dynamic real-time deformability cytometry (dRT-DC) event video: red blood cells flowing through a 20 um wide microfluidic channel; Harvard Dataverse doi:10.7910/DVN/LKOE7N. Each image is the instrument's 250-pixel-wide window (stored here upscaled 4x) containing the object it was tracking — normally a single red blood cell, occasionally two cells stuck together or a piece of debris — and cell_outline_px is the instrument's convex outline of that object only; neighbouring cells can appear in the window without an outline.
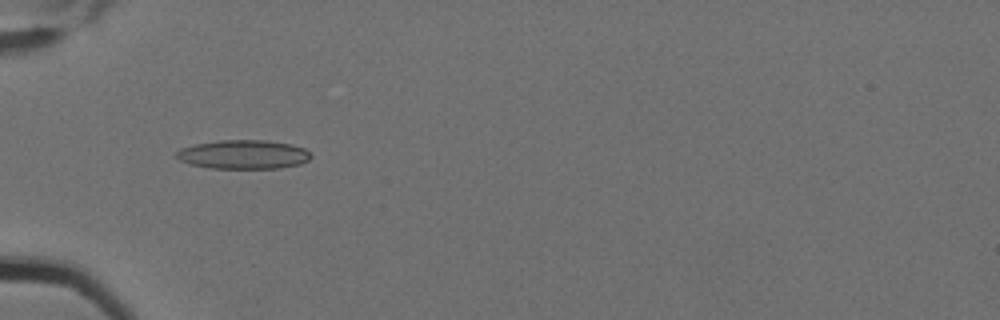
{"species": "Egyptian fruit bat (a non-hibernating species)", "species_latin": "Rousettus aegyptiacus", "temperature_condition": "cold", "stored_images_in_passage": 3, "camera_frame_rate_fps": 3000, "um_per_image_px": 0.085, "animal": {"sex": "female"}, "frame": {"image": 1, "passage_image": 1, "time_ms": 0.0, "image_size_px": [1000, 320], "cell_outline_px": [[312, 156], [308, 160], [300, 164], [280, 168], [208, 168], [192, 164], [180, 160], [176, 156], [176, 152], [180, 148], [196, 144], [220, 140], [264, 140], [292, 144], [304, 148]], "centroid_in_image_um": [20.7, 13.13], "position_along_channel_um": 64.3, "area_um2": 22.6}}
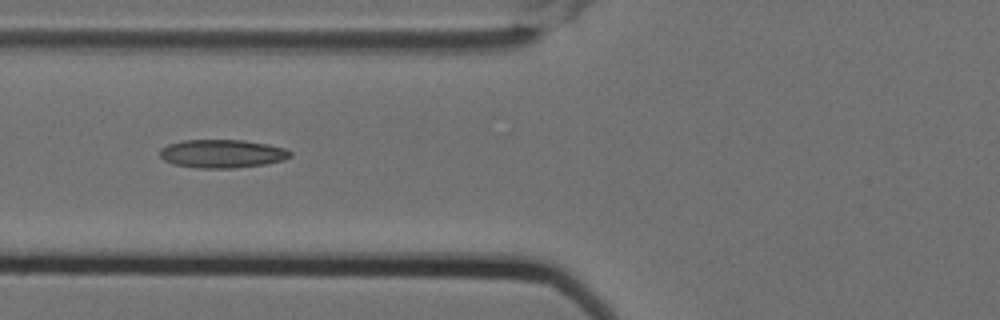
{"frame": {"image": 2, "passage_image": 2, "time_ms": 0.333, "image_size_px": [1000, 320], "cell_outline_px": [[292, 156], [284, 160], [264, 164], [232, 168], [196, 168], [172, 164], [164, 160], [160, 156], [160, 148], [168, 144], [184, 140], [244, 140], [268, 144], [284, 148], [292, 152]], "centroid_in_image_um": [18.87, 13.06], "position_along_channel_um": 106.9, "area_um2": 21.62}}
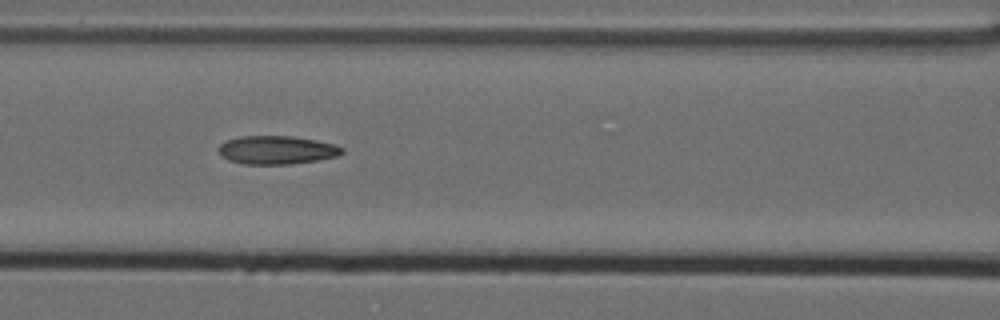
{"frame": {"image": 3, "passage_image": 3, "time_ms": 0.667, "image_size_px": [1000, 320], "cell_outline_px": [[344, 152], [340, 156], [292, 164], [244, 164], [228, 160], [220, 156], [220, 144], [224, 140], [240, 136], [292, 136], [316, 140], [336, 144], [344, 148]], "centroid_in_image_um": [23.54, 12.75], "position_along_channel_um": 143.1, "area_um2": 20.63}}